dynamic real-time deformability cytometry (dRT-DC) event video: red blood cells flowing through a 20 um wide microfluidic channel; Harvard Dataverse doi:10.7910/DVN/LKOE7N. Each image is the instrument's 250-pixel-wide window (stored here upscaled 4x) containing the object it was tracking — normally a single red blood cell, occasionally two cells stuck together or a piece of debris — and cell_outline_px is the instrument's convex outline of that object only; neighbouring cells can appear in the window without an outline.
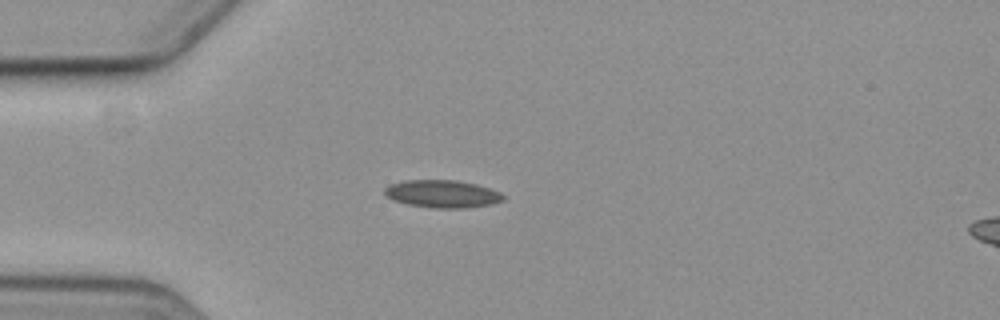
{"species": "common noctule bat (a hibernating species)", "species_latin": "Nyctalus noctula", "temperature_condition": "cold", "stored_images_in_passage": 14, "camera_frame_rate_fps": 3000, "um_per_image_px": 0.085, "animal": {"sex": "female", "body_mass_g": 19.3, "forearm_length_mm": 54.1}, "frame": {"image": 1, "passage_image": 3, "time_ms": 3.667, "image_size_px": [1000, 320], "cell_outline_px": [[504, 200], [492, 204], [468, 208], [432, 208], [408, 204], [392, 200], [384, 192], [384, 188], [392, 184], [404, 180], [456, 180], [476, 184], [500, 192], [504, 196]], "centroid_in_image_um": [37.61, 16.48], "position_along_channel_um": 47.4, "area_um2": 19.07}}
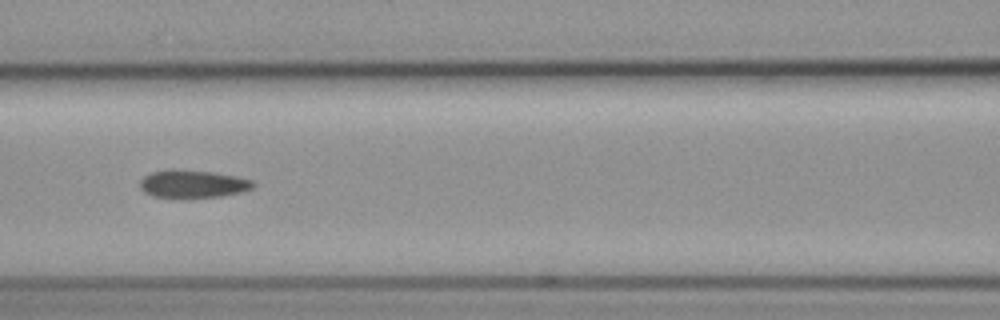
{"frame": {"image": 2, "passage_image": 6, "time_ms": 7.0, "image_size_px": [1000, 320], "cell_outline_px": [[256, 184], [252, 188], [240, 192], [220, 196], [184, 200], [152, 196], [144, 192], [140, 188], [140, 180], [144, 176], [152, 172], [172, 168], [176, 168], [212, 172], [236, 176], [252, 180]], "centroid_in_image_um": [16.34, 15.65], "position_along_channel_um": 150.3, "area_um2": 19.02}}
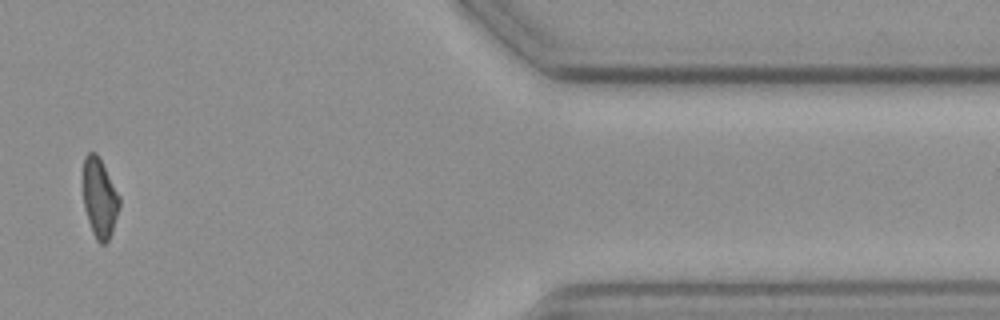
{"frame": {"image": 3, "passage_image": 12, "time_ms": 15.333, "image_size_px": [1000, 320], "cell_outline_px": [[120, 204], [112, 232], [108, 240], [104, 244], [100, 244], [96, 240], [92, 232], [84, 208], [84, 156], [88, 152], [96, 152], [120, 196]], "centroid_in_image_um": [8.47, 16.85], "position_along_channel_um": 402.9, "area_um2": 16.59}}